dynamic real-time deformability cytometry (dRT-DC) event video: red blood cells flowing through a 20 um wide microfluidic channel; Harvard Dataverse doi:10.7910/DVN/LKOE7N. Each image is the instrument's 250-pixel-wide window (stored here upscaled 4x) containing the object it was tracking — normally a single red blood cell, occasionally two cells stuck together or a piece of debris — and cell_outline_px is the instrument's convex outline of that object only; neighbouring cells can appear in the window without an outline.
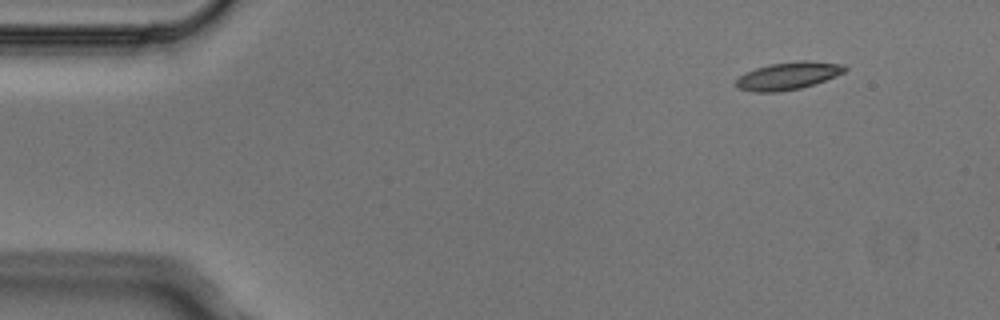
{"species": "Egyptian fruit bat (a non-hibernating species)", "species_latin": "Rousettus aegyptiacus", "temperature_condition": "cold", "stored_images_in_passage": 4, "camera_frame_rate_fps": 3000, "um_per_image_px": 0.085, "animal": {"sex": "male"}, "frame": {"image": 1, "passage_image": 1, "time_ms": 0.0, "image_size_px": [1000, 320], "cell_outline_px": [[848, 68], [844, 72], [836, 76], [800, 88], [776, 92], [756, 92], [740, 88], [736, 84], [736, 80], [744, 72], [768, 64], [800, 60], [808, 60], [844, 64]], "centroid_in_image_um": [67.01, 6.42], "position_along_channel_um": 18.0, "area_um2": 17.4}}
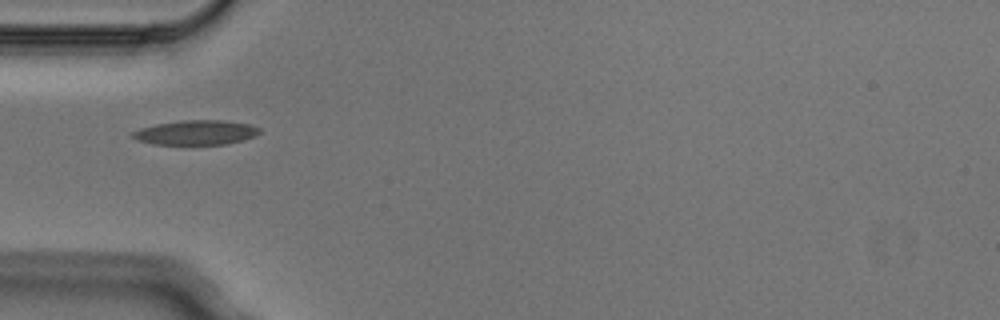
{"frame": {"image": 2, "passage_image": 4, "time_ms": 1.0, "image_size_px": [1000, 320], "cell_outline_px": [[260, 132], [244, 140], [224, 144], [152, 144], [136, 140], [132, 136], [132, 132], [140, 128], [156, 124], [184, 120], [224, 120], [248, 124], [260, 128]], "centroid_in_image_um": [16.63, 11.26], "position_along_channel_um": 68.4, "area_um2": 18.03}}